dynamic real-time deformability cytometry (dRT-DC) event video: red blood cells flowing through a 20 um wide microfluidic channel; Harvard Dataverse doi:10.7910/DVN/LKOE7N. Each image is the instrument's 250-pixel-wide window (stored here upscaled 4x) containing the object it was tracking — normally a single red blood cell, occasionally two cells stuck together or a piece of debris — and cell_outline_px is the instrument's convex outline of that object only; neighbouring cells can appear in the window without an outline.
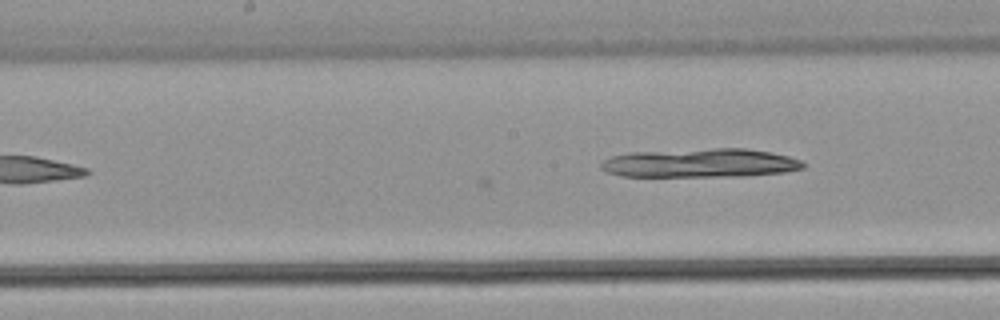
{"species": "common noctule bat (a hibernating species)", "species_latin": "Nyctalus noctula", "temperature_condition": "warm", "stored_images_in_passage": 8, "camera_frame_rate_fps": 3000, "um_per_image_px": 0.085, "animal": {"sex": "male", "body_mass_g": 21.5, "forearm_length_mm": 52.0}, "frame": {"image": 1, "passage_image": 8, "time_ms": 2.333, "image_size_px": [1000, 320], "cell_outline_px": [[804, 168], [784, 172], [740, 176], [620, 176], [608, 172], [600, 168], [600, 164], [604, 160], [612, 156], [632, 152], [712, 148], [748, 148], [788, 156], [800, 160], [804, 164]], "centroid_in_image_um": [59.51, 13.85], "position_along_channel_um": 188.7, "area_um2": 33.81}}